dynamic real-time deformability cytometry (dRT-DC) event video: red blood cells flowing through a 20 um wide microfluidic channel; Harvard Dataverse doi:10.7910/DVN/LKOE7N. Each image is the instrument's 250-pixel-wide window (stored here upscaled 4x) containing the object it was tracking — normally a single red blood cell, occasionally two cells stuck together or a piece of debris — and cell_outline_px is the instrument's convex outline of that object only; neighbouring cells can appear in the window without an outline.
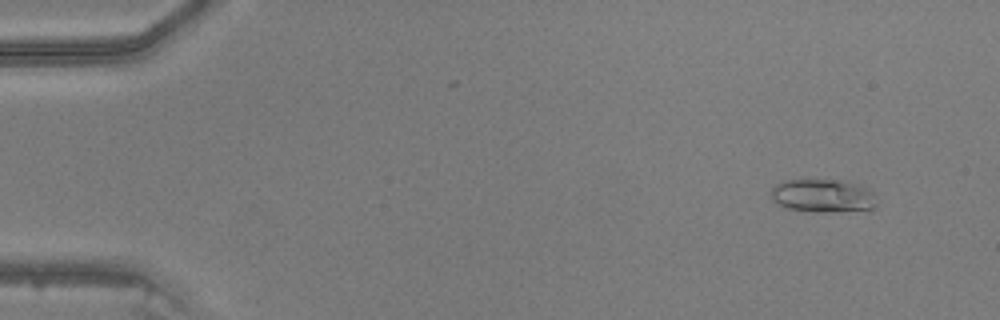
{"species": "common noctule bat (a hibernating species)", "species_latin": "Nyctalus noctula", "temperature_condition": "warm", "stored_images_in_passage": 47, "camera_frame_rate_fps": 3000, "um_per_image_px": 0.085, "animal": {"sex": "male", "body_mass_g": 20.5, "forearm_length_mm": 52.5}, "frame": {"image": 1, "passage_image": 4, "time_ms": 1.0, "image_size_px": [1000, 320], "cell_outline_px": [[876, 208], [872, 212], [820, 212], [788, 208], [776, 204], [772, 200], [772, 188], [776, 184], [784, 180], [844, 180], [860, 184], [872, 192], [876, 204]], "centroid_in_image_um": [70.03, 16.67], "position_along_channel_um": 15.0, "area_um2": 20.98}}
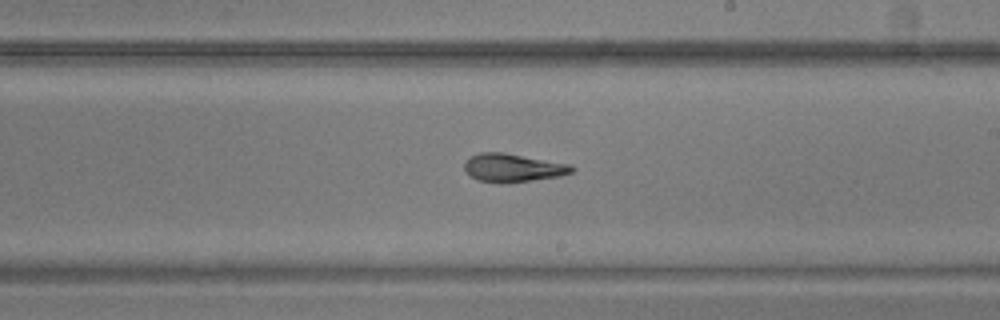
{"frame": {"image": 2, "passage_image": 28, "time_ms": 9.0, "image_size_px": [1000, 320], "cell_outline_px": [[576, 168], [572, 172], [560, 176], [508, 184], [500, 184], [476, 180], [464, 168], [464, 164], [472, 156], [480, 152], [504, 152], [572, 164]], "centroid_in_image_um": [43.64, 14.27], "position_along_channel_um": 245.4, "area_um2": 17.98}}
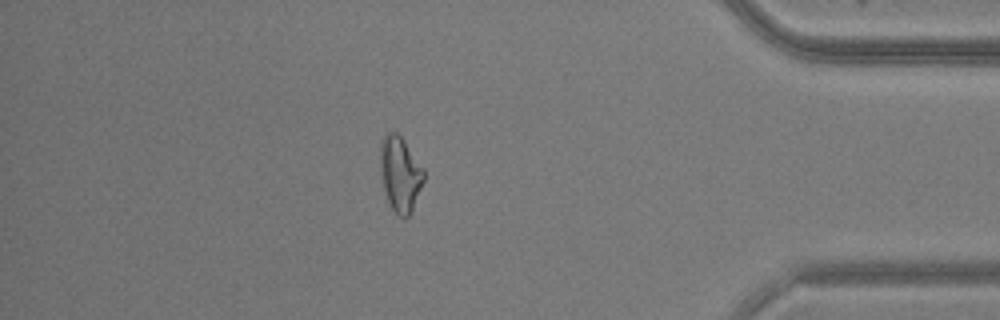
{"frame": {"image": 3, "passage_image": 41, "time_ms": 13.333, "image_size_px": [1000, 320], "cell_outline_px": [[424, 180], [412, 212], [404, 220], [396, 216], [388, 204], [384, 188], [380, 164], [380, 140], [384, 132], [396, 132], [404, 140], [424, 168]], "centroid_in_image_um": [34.01, 14.81], "position_along_channel_um": 401.2, "area_um2": 19.48}}